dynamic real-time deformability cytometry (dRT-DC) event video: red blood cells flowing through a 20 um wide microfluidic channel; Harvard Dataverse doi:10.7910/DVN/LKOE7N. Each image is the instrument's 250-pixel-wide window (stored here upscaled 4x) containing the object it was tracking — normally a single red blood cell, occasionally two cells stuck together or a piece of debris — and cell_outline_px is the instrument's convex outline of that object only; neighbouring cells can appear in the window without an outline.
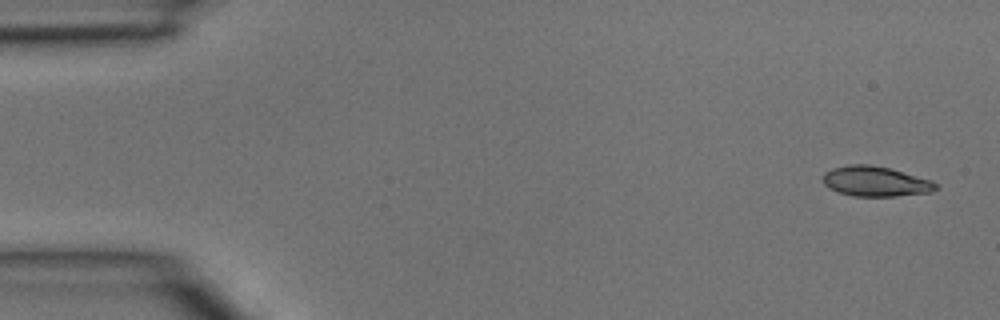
{"species": "common noctule bat (a hibernating species)", "species_latin": "Nyctalus noctula", "temperature_condition": "room temperature", "stored_images_in_passage": 4, "camera_frame_rate_fps": 3000, "um_per_image_px": 0.085, "animal": {"sex": "male", "body_mass_g": 15.6}, "frame": {"image": 1, "passage_image": 1, "time_ms": 0.0, "image_size_px": [1000, 320], "cell_outline_px": [[936, 188], [932, 192], [896, 196], [852, 196], [836, 192], [828, 188], [824, 184], [824, 172], [832, 168], [848, 164], [868, 164], [888, 168], [932, 180], [936, 184]], "centroid_in_image_um": [74.38, 15.42], "position_along_channel_um": 10.6, "area_um2": 19.77}}
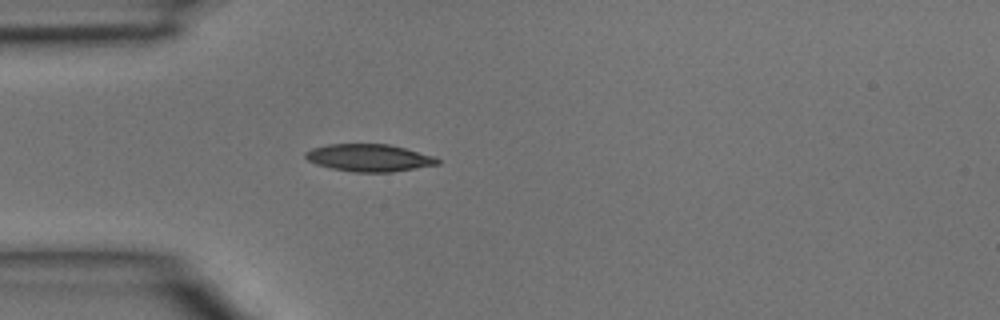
{"frame": {"image": 2, "passage_image": 4, "time_ms": 1.0, "image_size_px": [1000, 320], "cell_outline_px": [[440, 164], [392, 172], [352, 172], [332, 168], [316, 164], [308, 160], [304, 156], [304, 152], [312, 148], [328, 144], [388, 144], [404, 148], [432, 156], [440, 160]], "centroid_in_image_um": [31.34, 13.41], "position_along_channel_um": 53.7, "area_um2": 20.92}}